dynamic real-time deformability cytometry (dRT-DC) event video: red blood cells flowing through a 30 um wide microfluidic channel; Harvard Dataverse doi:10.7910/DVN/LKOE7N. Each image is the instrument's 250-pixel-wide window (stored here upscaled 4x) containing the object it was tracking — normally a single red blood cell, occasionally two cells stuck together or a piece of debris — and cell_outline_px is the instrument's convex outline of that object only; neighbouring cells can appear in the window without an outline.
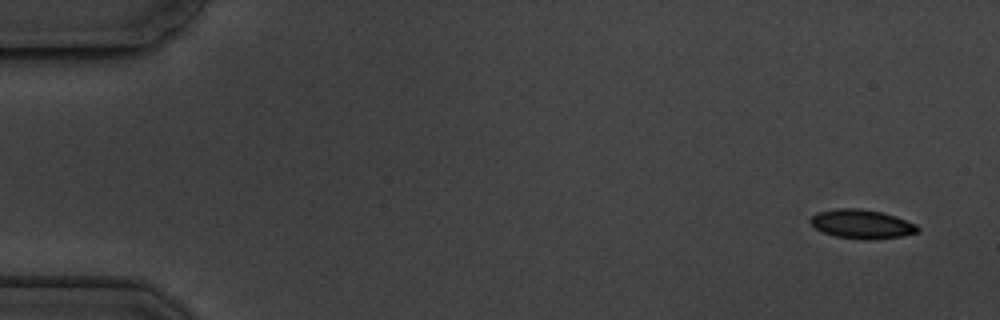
{"species": "common noctule bat (a hibernating species)", "species_latin": "Nyctalus noctula", "temperature_condition": "cold", "stored_images_in_passage": 5, "camera_frame_rate_fps": 3000, "um_per_image_px": 0.085, "animal": {"sex": "male", "body_mass_g": 19.5, "forearm_length_mm": 54.6}, "frame": {"image": 1, "passage_image": 1, "time_ms": 0.0, "image_size_px": [1000, 320], "cell_outline_px": [[920, 232], [904, 236], [872, 240], [860, 240], [836, 236], [824, 232], [816, 228], [808, 220], [812, 216], [820, 212], [840, 208], [860, 208], [880, 212], [896, 216], [916, 224], [920, 228]], "centroid_in_image_um": [73.31, 19.06], "position_along_channel_um": 11.7, "area_um2": 18.21}}
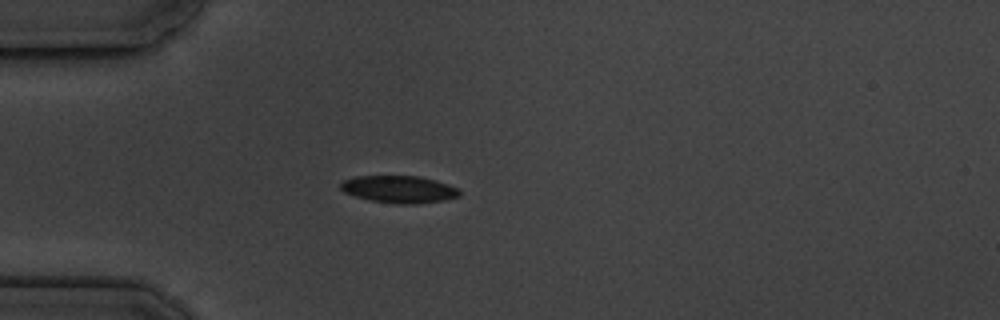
{"frame": {"image": 2, "passage_image": 4, "time_ms": 4.333, "image_size_px": [1000, 320], "cell_outline_px": [[460, 196], [444, 200], [416, 204], [396, 204], [368, 200], [344, 192], [340, 188], [340, 184], [344, 180], [356, 176], [416, 176], [436, 180], [448, 184], [456, 188], [460, 192]], "centroid_in_image_um": [33.91, 16.09], "position_along_channel_um": 51.1, "area_um2": 18.84}}